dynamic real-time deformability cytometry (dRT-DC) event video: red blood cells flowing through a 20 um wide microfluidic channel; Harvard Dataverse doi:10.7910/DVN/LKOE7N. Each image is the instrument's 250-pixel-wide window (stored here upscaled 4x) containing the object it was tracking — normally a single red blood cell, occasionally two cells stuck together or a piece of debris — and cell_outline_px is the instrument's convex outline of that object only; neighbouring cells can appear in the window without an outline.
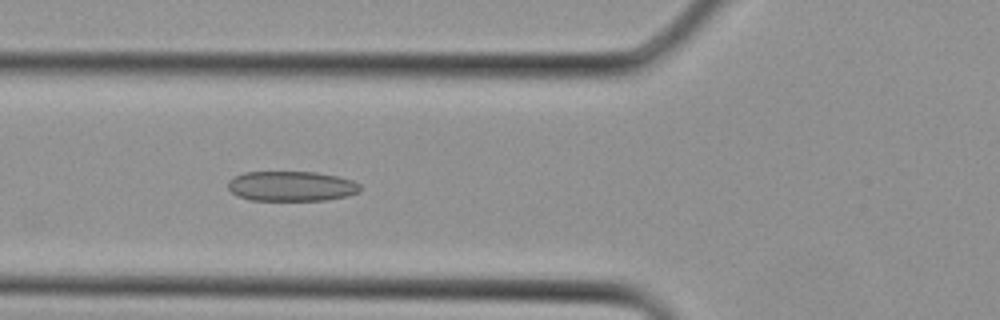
{"species": "Egyptian fruit bat (a non-hibernating species)", "species_latin": "Rousettus aegyptiacus", "temperature_condition": "cold", "stored_images_in_passage": 2, "camera_frame_rate_fps": 3000, "um_per_image_px": 0.085, "animal": {"sex": "female"}, "frame": {"image": 1, "passage_image": 2, "time_ms": 0.333, "image_size_px": [1000, 320], "cell_outline_px": [[360, 192], [348, 196], [324, 200], [252, 200], [236, 196], [228, 188], [228, 180], [232, 176], [244, 172], [316, 172], [336, 176], [352, 180], [360, 184]], "centroid_in_image_um": [24.75, 15.82], "position_along_channel_um": 101.1, "area_um2": 23.24}}